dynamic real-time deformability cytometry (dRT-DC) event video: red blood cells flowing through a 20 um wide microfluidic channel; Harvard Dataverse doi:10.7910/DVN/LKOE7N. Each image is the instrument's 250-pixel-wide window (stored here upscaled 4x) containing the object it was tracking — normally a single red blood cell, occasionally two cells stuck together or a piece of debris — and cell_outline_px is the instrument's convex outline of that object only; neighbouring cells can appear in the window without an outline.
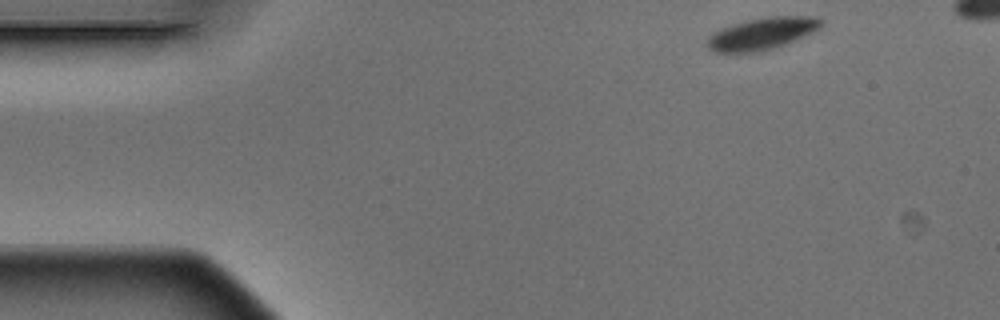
{"species": "Egyptian fruit bat (a non-hibernating species)", "species_latin": "Rousettus aegyptiacus", "temperature_condition": "warm", "stored_images_in_passage": 4, "camera_frame_rate_fps": 3000, "um_per_image_px": 0.085, "animal": {"sex": "male"}, "frame": {"image": 1, "passage_image": 1, "time_ms": 0.0, "image_size_px": [1000, 320], "cell_outline_px": [[824, 20], [820, 28], [812, 32], [776, 48], [764, 52], [716, 52], [708, 48], [708, 36], [720, 28], [732, 24], [748, 20], [768, 16], [820, 16]], "centroid_in_image_um": [64.8, 2.85], "position_along_channel_um": 20.2, "area_um2": 21.39}}